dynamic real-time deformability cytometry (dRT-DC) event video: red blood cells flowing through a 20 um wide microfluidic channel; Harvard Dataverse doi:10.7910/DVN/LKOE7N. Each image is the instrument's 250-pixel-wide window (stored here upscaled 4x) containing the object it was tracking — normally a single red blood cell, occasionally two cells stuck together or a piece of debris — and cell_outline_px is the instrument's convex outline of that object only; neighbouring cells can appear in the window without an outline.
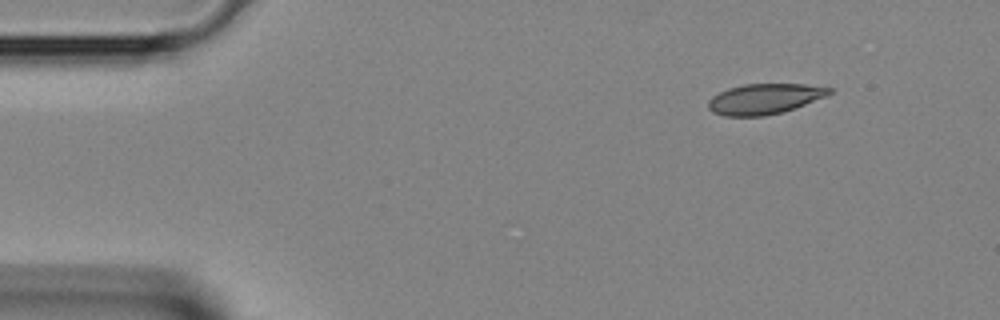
{"species": "Egyptian fruit bat (a non-hibernating species)", "species_latin": "Rousettus aegyptiacus", "temperature_condition": "room temperature", "stored_images_in_passage": 3, "camera_frame_rate_fps": 3000, "um_per_image_px": 0.085, "animal": {"sex": "female"}, "frame": {"image": 1, "passage_image": 1, "time_ms": 0.0, "image_size_px": [1000, 320], "cell_outline_px": [[832, 92], [828, 96], [796, 108], [784, 112], [764, 116], [724, 116], [712, 112], [708, 108], [708, 100], [712, 96], [728, 88], [744, 84], [804, 84], [832, 88]], "centroid_in_image_um": [65.0, 8.41], "position_along_channel_um": 20.0, "area_um2": 21.68}}
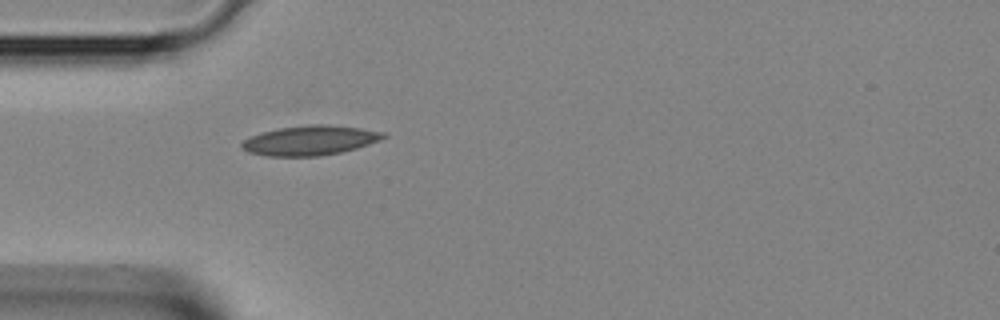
{"frame": {"image": 2, "passage_image": 3, "time_ms": 0.667, "image_size_px": [1000, 320], "cell_outline_px": [[388, 136], [380, 140], [356, 148], [340, 152], [320, 156], [264, 156], [248, 152], [240, 148], [240, 144], [244, 140], [252, 136], [264, 132], [280, 128], [308, 124], [328, 124], [360, 128], [384, 132]], "centroid_in_image_um": [26.35, 11.93], "position_along_channel_um": 58.7, "area_um2": 24.45}}